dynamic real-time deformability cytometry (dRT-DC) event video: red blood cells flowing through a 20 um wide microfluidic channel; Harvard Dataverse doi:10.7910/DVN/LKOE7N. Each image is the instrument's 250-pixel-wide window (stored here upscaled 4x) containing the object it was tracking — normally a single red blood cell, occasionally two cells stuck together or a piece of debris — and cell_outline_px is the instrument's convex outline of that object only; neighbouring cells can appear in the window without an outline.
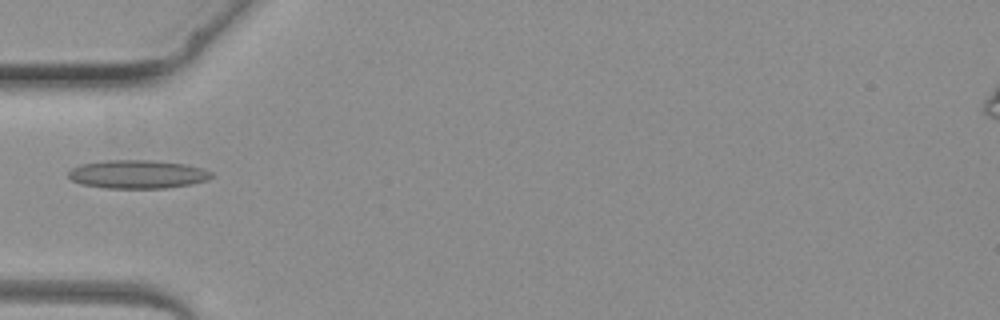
{"species": "common noctule bat (a hibernating species)", "species_latin": "Nyctalus noctula", "temperature_condition": "warm", "stored_images_in_passage": 3, "camera_frame_rate_fps": 3000, "um_per_image_px": 0.085, "animal": {"sex": "female", "body_mass_g": 19.3, "forearm_length_mm": 54.1}, "frame": {"image": 1, "passage_image": 3, "time_ms": 2.333, "image_size_px": [1000, 320], "cell_outline_px": [[212, 176], [208, 180], [192, 184], [164, 188], [108, 188], [80, 184], [72, 180], [68, 176], [68, 172], [72, 168], [80, 164], [104, 160], [152, 160], [184, 164], [204, 168], [212, 172]], "centroid_in_image_um": [11.69, 14.81], "position_along_channel_um": 73.3, "area_um2": 23.81}}